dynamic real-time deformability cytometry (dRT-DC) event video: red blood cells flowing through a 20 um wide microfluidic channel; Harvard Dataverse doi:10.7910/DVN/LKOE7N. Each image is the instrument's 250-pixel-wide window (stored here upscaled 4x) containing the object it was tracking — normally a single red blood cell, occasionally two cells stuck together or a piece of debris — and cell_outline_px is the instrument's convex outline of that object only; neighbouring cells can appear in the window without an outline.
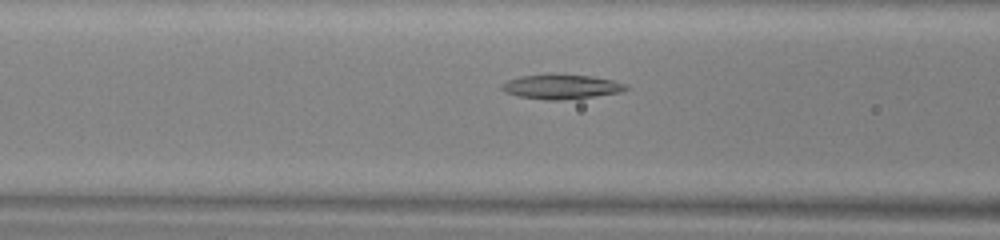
{"species": "common noctule bat (a hibernating species)", "species_latin": "Nyctalus noctula", "temperature_condition": "warm", "stored_images_in_passage": 38, "camera_frame_rate_fps": 3000, "um_per_image_px": 0.085, "animal": {"sex": "male", "body_mass_g": 13.0, "forearm_length_mm": 53.1}, "frame": {"image": 1, "passage_image": 18, "time_ms": 5.667, "image_size_px": [1000, 240], "cell_outline_px": [[628, 88], [620, 92], [564, 100], [544, 100], [520, 96], [504, 92], [500, 88], [500, 84], [508, 80], [520, 76], [552, 72], [592, 76], [612, 80], [628, 84]], "centroid_in_image_um": [47.66, 7.34], "position_along_channel_um": 118.9, "area_um2": 18.21}}
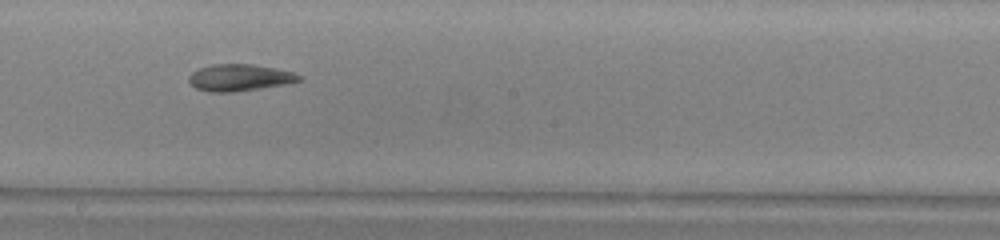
{"frame": {"image": 2, "passage_image": 26, "time_ms": 8.333, "image_size_px": [1000, 240], "cell_outline_px": [[304, 80], [284, 84], [236, 92], [208, 92], [196, 88], [188, 80], [188, 76], [192, 72], [200, 68], [212, 64], [252, 64], [276, 68], [292, 72], [304, 76]], "centroid_in_image_um": [20.39, 6.6], "position_along_channel_um": 227.8, "area_um2": 17.28}}
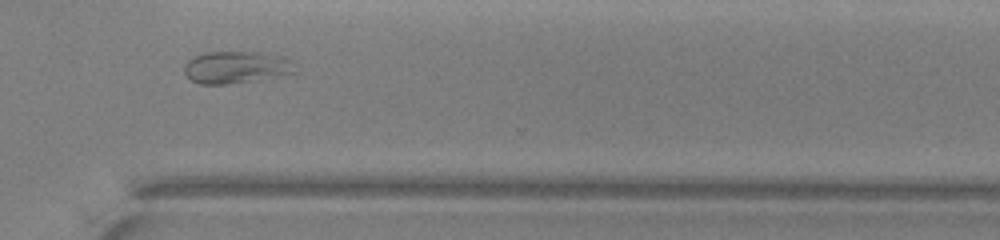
{"frame": {"image": 3, "passage_image": 35, "time_ms": 11.333, "image_size_px": [1000, 240], "cell_outline_px": [[296, 72], [252, 80], [228, 84], [200, 84], [192, 80], [184, 72], [184, 64], [188, 60], [204, 52], [256, 52], [284, 56], [288, 60]], "centroid_in_image_um": [20.0, 5.71], "position_along_channel_um": 350.6, "area_um2": 20.29}, "authors_computed_cell_mechanics": {"area_um2": 18.9295, "velocity_mm_per_s": 4.0912, "shape_relaxation_time_tau1_ms": null, "shape_relaxation_time_tau2_ms": 1.649, "deformation_change_tau1": null, "deformation_change_tau2": 0.0715}}